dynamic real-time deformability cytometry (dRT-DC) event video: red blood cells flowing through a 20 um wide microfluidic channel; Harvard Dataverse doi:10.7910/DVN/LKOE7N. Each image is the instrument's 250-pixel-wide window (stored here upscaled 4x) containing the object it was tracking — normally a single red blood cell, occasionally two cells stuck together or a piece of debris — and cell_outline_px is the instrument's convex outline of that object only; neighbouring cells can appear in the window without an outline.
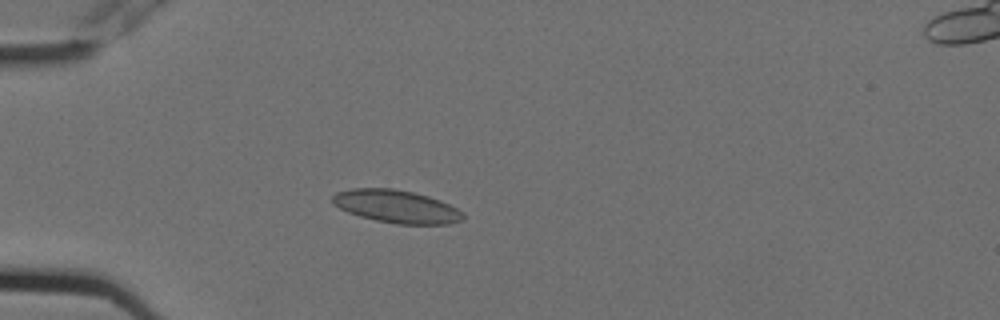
{"species": "Egyptian fruit bat (a non-hibernating species)", "species_latin": "Rousettus aegyptiacus", "temperature_condition": "cold", "stored_images_in_passage": 5, "camera_frame_rate_fps": 3000, "um_per_image_px": 0.085, "animal": {"sex": "female"}, "frame": {"image": 1, "passage_image": 5, "time_ms": 1.333, "image_size_px": [1000, 320], "cell_outline_px": [[464, 220], [448, 224], [396, 224], [376, 220], [360, 216], [348, 212], [332, 204], [332, 196], [336, 192], [352, 188], [392, 188], [412, 192], [428, 196], [440, 200], [464, 212]], "centroid_in_image_um": [33.7, 17.55], "position_along_channel_um": 51.3, "area_um2": 25.03}}